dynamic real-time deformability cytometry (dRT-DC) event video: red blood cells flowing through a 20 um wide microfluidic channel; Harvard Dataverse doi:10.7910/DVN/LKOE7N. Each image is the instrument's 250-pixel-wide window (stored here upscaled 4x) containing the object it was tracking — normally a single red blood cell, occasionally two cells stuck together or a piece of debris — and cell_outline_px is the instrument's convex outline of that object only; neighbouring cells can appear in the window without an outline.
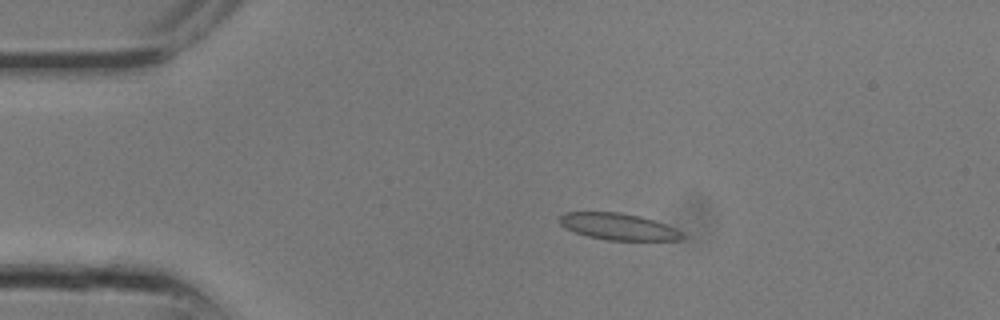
{"species": "common noctule bat (a hibernating species)", "species_latin": "Nyctalus noctula", "temperature_condition": "room temperature", "stored_images_in_passage": 12, "camera_frame_rate_fps": 3000, "um_per_image_px": 0.085, "animal": {"sex": "male", "body_mass_g": 13.3}, "frame": {"image": 1, "passage_image": 6, "time_ms": 1.667, "image_size_px": [1000, 320], "cell_outline_px": [[688, 236], [684, 240], [608, 240], [588, 236], [576, 232], [560, 224], [560, 216], [564, 212], [620, 212], [640, 216], [664, 224]], "centroid_in_image_um": [52.58, 19.26], "position_along_channel_um": 32.4, "area_um2": 18.79}}
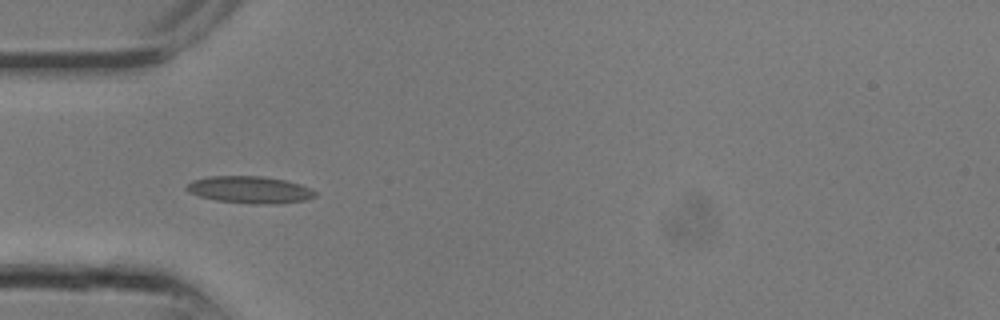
{"frame": {"image": 2, "passage_image": 9, "time_ms": 2.667, "image_size_px": [1000, 320], "cell_outline_px": [[316, 196], [304, 200], [276, 204], [256, 204], [216, 200], [200, 196], [188, 192], [184, 188], [192, 180], [208, 176], [264, 176], [284, 180], [300, 184], [316, 192]], "centroid_in_image_um": [21.2, 16.12], "position_along_channel_um": 63.8, "area_um2": 20.17}}
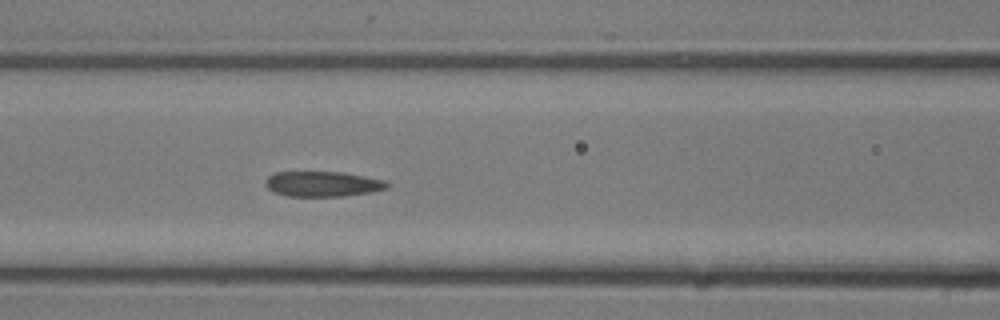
{"frame": {"image": 3, "passage_image": 12, "time_ms": 3.667, "image_size_px": [1000, 320], "cell_outline_px": [[388, 188], [372, 192], [344, 196], [288, 196], [272, 192], [264, 184], [264, 180], [268, 176], [276, 172], [344, 172], [384, 180], [388, 184]], "centroid_in_image_um": [27.39, 15.64], "position_along_channel_um": 139.2, "area_um2": 17.98}}